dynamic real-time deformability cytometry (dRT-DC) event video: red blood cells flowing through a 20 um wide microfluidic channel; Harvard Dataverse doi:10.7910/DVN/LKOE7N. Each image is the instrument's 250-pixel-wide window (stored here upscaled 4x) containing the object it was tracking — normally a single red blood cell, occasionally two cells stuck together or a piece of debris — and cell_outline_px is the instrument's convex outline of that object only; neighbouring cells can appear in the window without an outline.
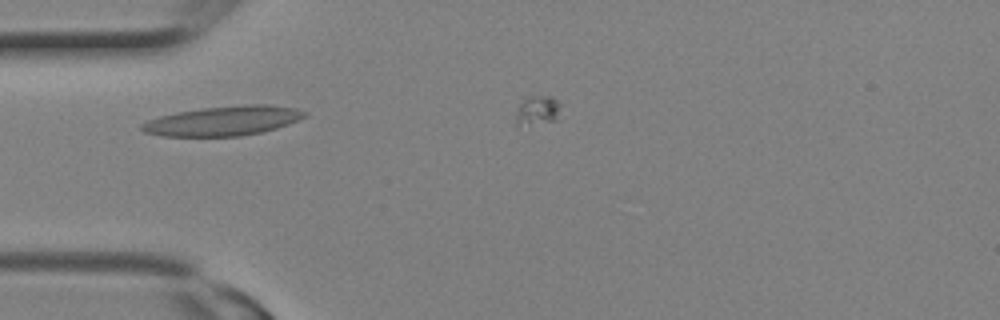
{"species": "Egyptian fruit bat (a non-hibernating species)", "species_latin": "Rousettus aegyptiacus", "temperature_condition": "room temperature", "stored_images_in_passage": 3, "camera_frame_rate_fps": 3000, "um_per_image_px": 0.085, "animal": {"sex": "female"}, "frame": {"image": 1, "passage_image": 2, "time_ms": 0.333, "image_size_px": [1000, 320], "cell_outline_px": [[308, 116], [288, 124], [276, 128], [260, 132], [240, 136], [160, 136], [144, 132], [140, 128], [140, 124], [148, 120], [160, 116], [176, 112], [204, 108], [252, 104], [268, 104], [296, 108], [308, 112]], "centroid_in_image_um": [18.99, 10.27], "position_along_channel_um": 66.0, "area_um2": 28.03}}